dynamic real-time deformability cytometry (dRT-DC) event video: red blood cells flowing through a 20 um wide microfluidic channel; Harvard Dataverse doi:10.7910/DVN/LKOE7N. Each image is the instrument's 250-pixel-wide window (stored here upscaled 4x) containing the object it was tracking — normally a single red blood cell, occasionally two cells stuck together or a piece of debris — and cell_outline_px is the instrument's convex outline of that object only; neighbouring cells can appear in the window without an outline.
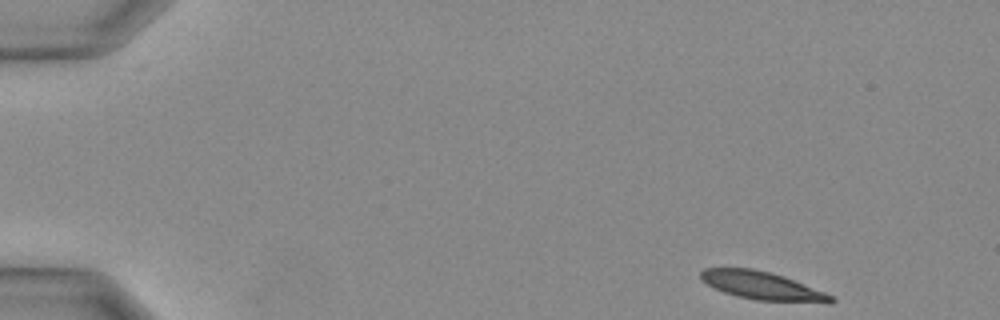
{"species": "Egyptian fruit bat (a non-hibernating species)", "species_latin": "Rousettus aegyptiacus", "temperature_condition": "warm", "stored_images_in_passage": 15, "camera_frame_rate_fps": 3000, "um_per_image_px": 0.085, "animal": {"sex": "female"}, "frame": {"image": 1, "passage_image": 1, "time_ms": 0.0, "image_size_px": [1000, 320], "cell_outline_px": [[836, 300], [832, 304], [828, 304], [756, 300], [736, 296], [724, 292], [700, 280], [700, 272], [704, 268], [752, 268], [784, 276], [824, 292], [832, 296]], "centroid_in_image_um": [64.83, 24.31], "position_along_channel_um": 20.2, "area_um2": 21.44}}
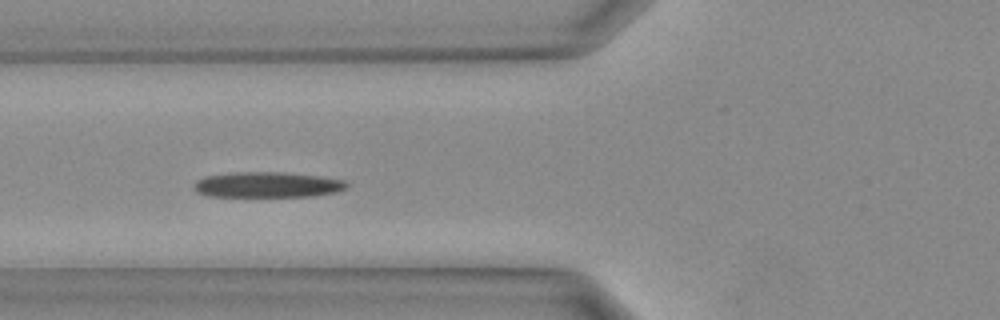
{"frame": {"image": 2, "passage_image": 11, "time_ms": 3.333, "image_size_px": [1000, 320], "cell_outline_px": [[348, 188], [332, 192], [312, 196], [208, 196], [196, 192], [192, 188], [192, 184], [196, 180], [204, 176], [232, 172], [288, 172], [320, 176], [348, 180]], "centroid_in_image_um": [22.7, 15.69], "position_along_channel_um": 103.1, "area_um2": 23.0}}
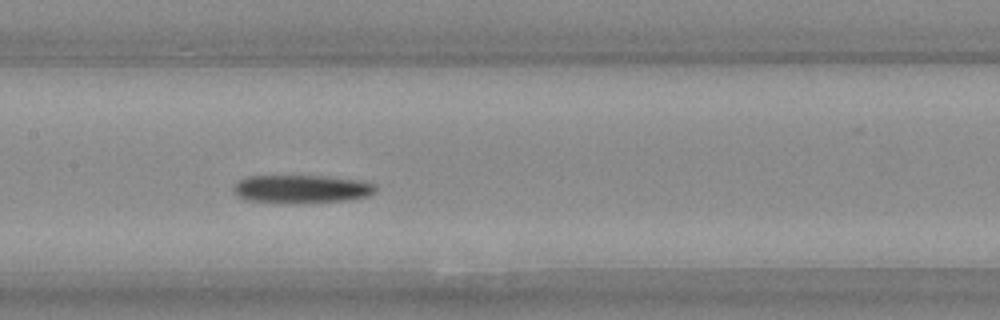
{"frame": {"image": 3, "passage_image": 15, "time_ms": 4.667, "image_size_px": [1000, 320], "cell_outline_px": [[376, 192], [368, 196], [352, 200], [244, 200], [236, 196], [232, 192], [232, 188], [240, 180], [248, 176], [324, 176], [364, 180], [376, 184]], "centroid_in_image_um": [25.69, 16.01], "position_along_channel_um": 181.7, "area_um2": 22.43}}